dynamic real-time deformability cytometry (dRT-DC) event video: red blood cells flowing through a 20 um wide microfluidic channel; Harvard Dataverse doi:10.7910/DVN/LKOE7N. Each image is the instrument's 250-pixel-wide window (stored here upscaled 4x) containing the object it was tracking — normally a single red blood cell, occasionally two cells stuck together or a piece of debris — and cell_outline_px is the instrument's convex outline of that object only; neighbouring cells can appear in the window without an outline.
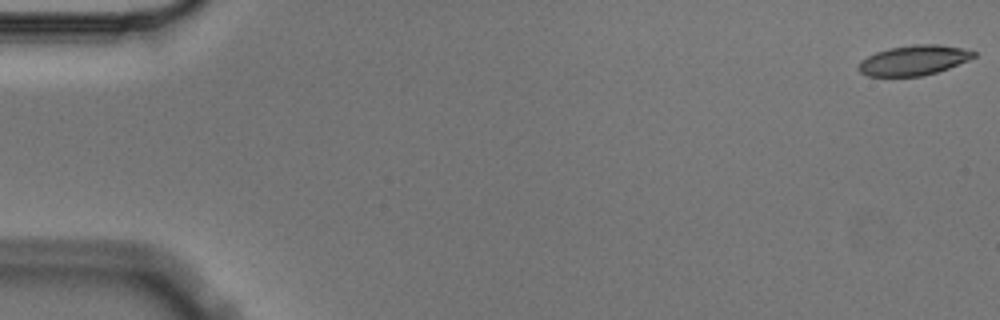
{"species": "Egyptian fruit bat (a non-hibernating species)", "species_latin": "Rousettus aegyptiacus", "temperature_condition": "cold", "stored_images_in_passage": 4, "camera_frame_rate_fps": 3000, "um_per_image_px": 0.085, "animal": {"sex": "male"}, "frame": {"image": 1, "passage_image": 1, "time_ms": 0.0, "image_size_px": [1000, 320], "cell_outline_px": [[976, 56], [968, 60], [948, 68], [924, 76], [868, 76], [860, 72], [856, 68], [860, 60], [876, 52], [892, 48], [916, 44], [940, 44], [960, 48], [976, 52]], "centroid_in_image_um": [77.64, 5.13], "position_along_channel_um": 7.4, "area_um2": 20.0}}